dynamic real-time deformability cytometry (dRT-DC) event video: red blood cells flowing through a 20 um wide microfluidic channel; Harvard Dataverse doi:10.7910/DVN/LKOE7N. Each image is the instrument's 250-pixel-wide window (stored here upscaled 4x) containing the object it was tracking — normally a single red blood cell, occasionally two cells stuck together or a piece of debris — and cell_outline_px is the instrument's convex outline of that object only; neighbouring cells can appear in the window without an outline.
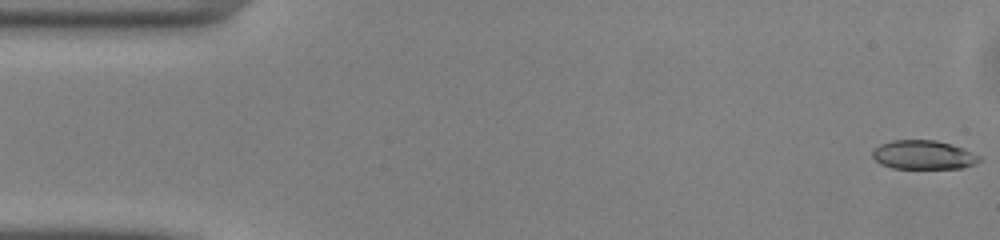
{"species": "common noctule bat (a hibernating species)", "species_latin": "Nyctalus noctula", "temperature_condition": "warm", "stored_images_in_passage": 49, "camera_frame_rate_fps": 3000, "um_per_image_px": 0.085, "animal": {"sex": "male", "body_mass_g": 13.0, "forearm_length_mm": 53.1}, "frame": {"image": 1, "passage_image": 1, "time_ms": 0.0, "image_size_px": [1000, 240], "cell_outline_px": [[984, 160], [976, 164], [960, 168], [892, 168], [880, 164], [872, 156], [872, 148], [880, 144], [892, 140], [936, 140], [952, 144], [964, 148], [980, 156]], "centroid_in_image_um": [78.5, 13.16], "position_along_channel_um": 6.5, "area_um2": 18.26}}
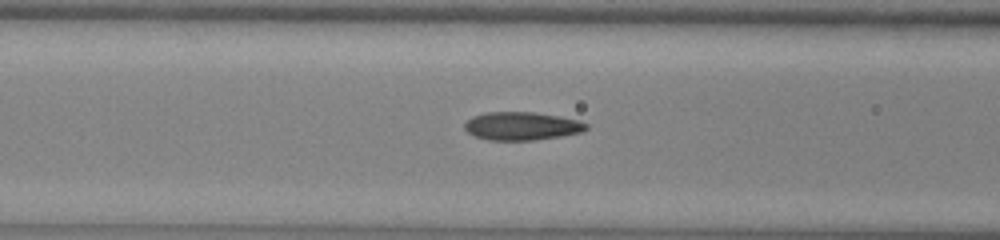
{"frame": {"image": 2, "passage_image": 19, "time_ms": 6.0, "image_size_px": [1000, 240], "cell_outline_px": [[588, 128], [580, 132], [560, 136], [532, 140], [488, 140], [476, 136], [468, 132], [464, 128], [464, 124], [472, 116], [488, 112], [532, 112], [560, 116], [580, 120], [588, 124]], "centroid_in_image_um": [44.36, 10.71], "position_along_channel_um": 122.2, "area_um2": 19.88}}
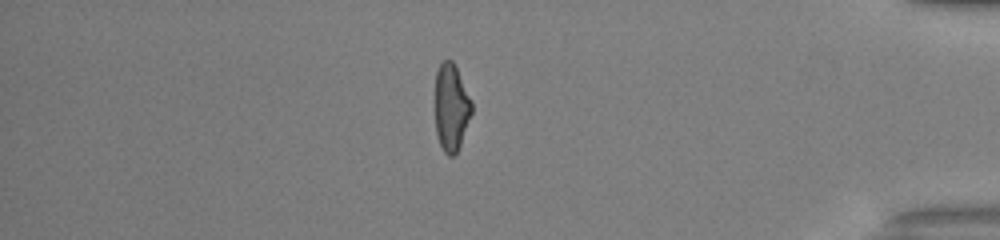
{"frame": {"image": 3, "passage_image": 42, "time_ms": 13.667, "image_size_px": [1000, 240], "cell_outline_px": [[472, 112], [460, 144], [456, 152], [452, 156], [448, 156], [444, 152], [440, 144], [436, 132], [436, 72], [440, 64], [444, 60], [452, 60], [472, 100]], "centroid_in_image_um": [38.36, 9.13], "position_along_channel_um": 396.8, "area_um2": 18.26}, "authors_computed_cell_mechanics": {"area_um2": 19.4208, "velocity_mm_per_s": 4.1362, "shape_relaxation_time_tau1_ms": 6.8356, "shape_relaxation_time_tau2_ms": 1.7809, "deformation_change_tau1": 0.194, "deformation_change_tau2": 0.0894}}